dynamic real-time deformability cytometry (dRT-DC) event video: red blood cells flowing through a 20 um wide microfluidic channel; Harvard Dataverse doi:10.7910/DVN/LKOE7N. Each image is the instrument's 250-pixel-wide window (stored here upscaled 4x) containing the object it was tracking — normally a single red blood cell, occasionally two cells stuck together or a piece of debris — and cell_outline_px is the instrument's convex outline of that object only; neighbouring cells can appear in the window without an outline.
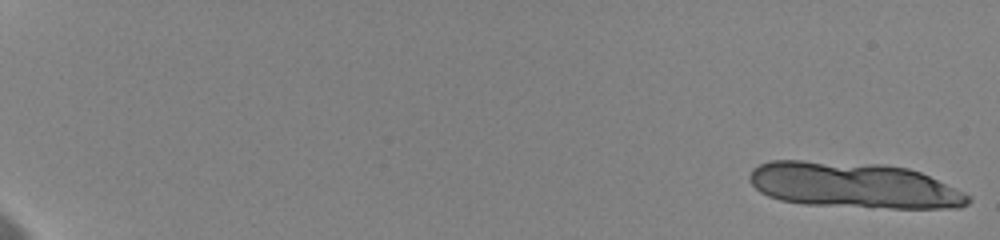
{"species": "human", "species_latin": "Homo sapiens", "temperature_condition": "cold", "stored_images_in_passage": 16, "camera_frame_rate_fps": 3000, "um_per_image_px": 0.085, "donor": {"sex": "female"}, "frame": {"image": 1, "passage_image": 1, "time_ms": 0.0, "image_size_px": [1000, 240], "cell_outline_px": [[972, 200], [968, 204], [960, 208], [872, 208], [804, 204], [780, 200], [768, 196], [760, 192], [748, 180], [748, 176], [752, 168], [760, 164], [772, 160], [800, 160], [884, 164], [908, 168], [920, 172], [964, 192], [972, 196]], "centroid_in_image_um": [72.57, 15.75], "position_along_channel_um": 12.4, "area_um2": 58.84}}